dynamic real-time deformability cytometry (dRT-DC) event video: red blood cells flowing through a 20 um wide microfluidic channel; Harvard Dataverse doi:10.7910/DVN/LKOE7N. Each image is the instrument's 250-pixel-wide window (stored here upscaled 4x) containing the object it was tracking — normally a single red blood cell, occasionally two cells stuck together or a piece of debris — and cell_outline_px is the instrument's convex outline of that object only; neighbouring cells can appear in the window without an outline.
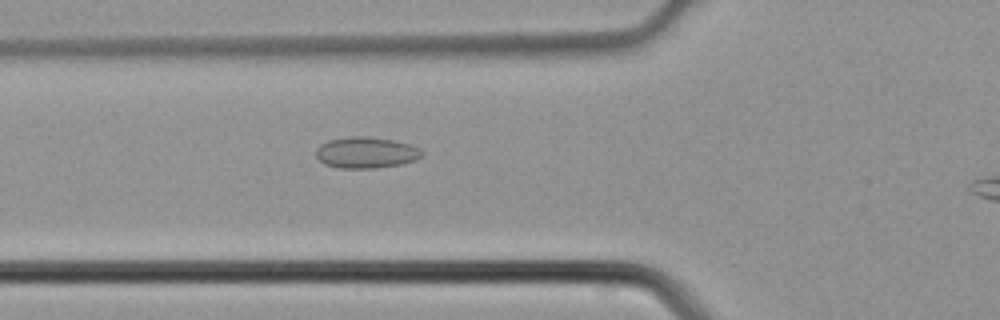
{"species": "common noctule bat (a hibernating species)", "species_latin": "Nyctalus noctula", "temperature_condition": "cold", "stored_images_in_passage": 5, "camera_frame_rate_fps": 3000, "um_per_image_px": 0.085, "animal": {"sex": "male", "body_mass_g": 21.5, "forearm_length_mm": 52.0}, "frame": {"image": 1, "passage_image": 5, "time_ms": 1.333, "image_size_px": [1000, 320], "cell_outline_px": [[424, 152], [416, 160], [400, 164], [376, 168], [340, 168], [324, 164], [316, 156], [316, 148], [320, 144], [328, 140], [348, 136], [364, 136], [392, 140], [408, 144], [420, 148]], "centroid_in_image_um": [31.09, 12.97], "position_along_channel_um": 94.7, "area_um2": 19.25}}